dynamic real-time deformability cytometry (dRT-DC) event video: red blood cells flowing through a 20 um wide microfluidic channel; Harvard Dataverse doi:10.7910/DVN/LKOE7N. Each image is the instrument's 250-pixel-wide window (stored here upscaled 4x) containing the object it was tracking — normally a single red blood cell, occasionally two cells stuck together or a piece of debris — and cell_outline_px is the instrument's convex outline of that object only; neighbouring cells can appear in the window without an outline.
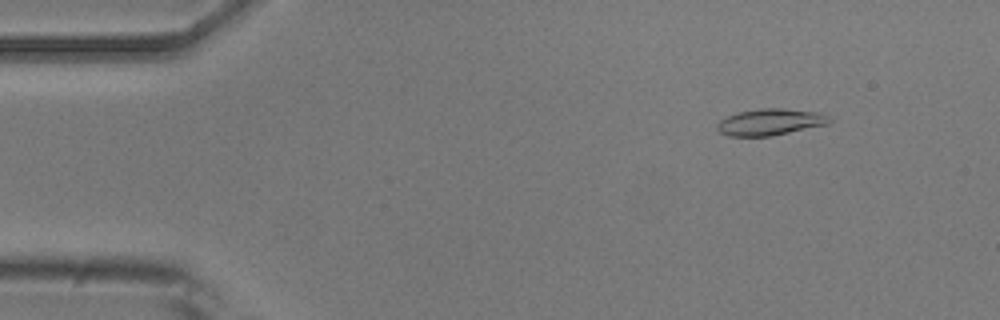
{"species": "common noctule bat (a hibernating species)", "species_latin": "Nyctalus noctula", "temperature_condition": "room temperature", "stored_images_in_passage": 8, "camera_frame_rate_fps": 3000, "um_per_image_px": 0.085, "animal": {"sex": "male", "body_mass_g": 20.5, "forearm_length_mm": 52.5}, "frame": {"image": 1, "passage_image": 2, "time_ms": 1.0, "image_size_px": [1000, 320], "cell_outline_px": [[832, 120], [828, 124], [772, 136], [728, 136], [720, 132], [716, 128], [716, 124], [720, 120], [736, 112], [760, 108], [780, 108], [816, 112], [832, 116]], "centroid_in_image_um": [65.46, 10.37], "position_along_channel_um": 19.5, "area_um2": 17.46}}
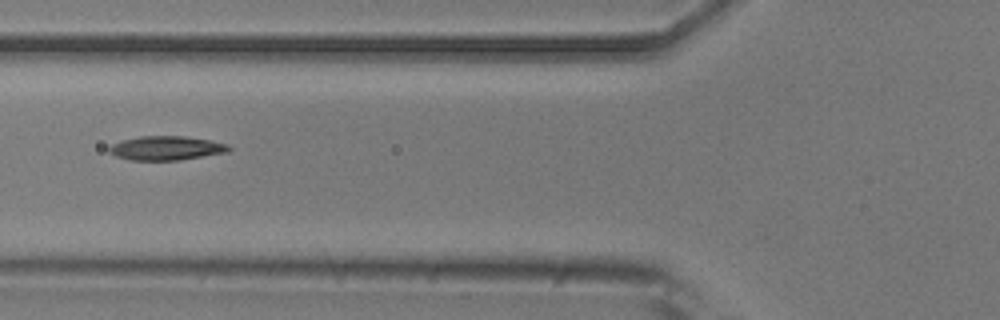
{"frame": {"image": 2, "passage_image": 6, "time_ms": 5.667, "image_size_px": [1000, 320], "cell_outline_px": [[232, 148], [228, 152], [180, 160], [128, 160], [116, 156], [108, 152], [108, 148], [112, 144], [120, 140], [140, 136], [184, 136], [208, 140], [228, 144]], "centroid_in_image_um": [14.11, 12.59], "position_along_channel_um": 111.7, "area_um2": 16.88}}
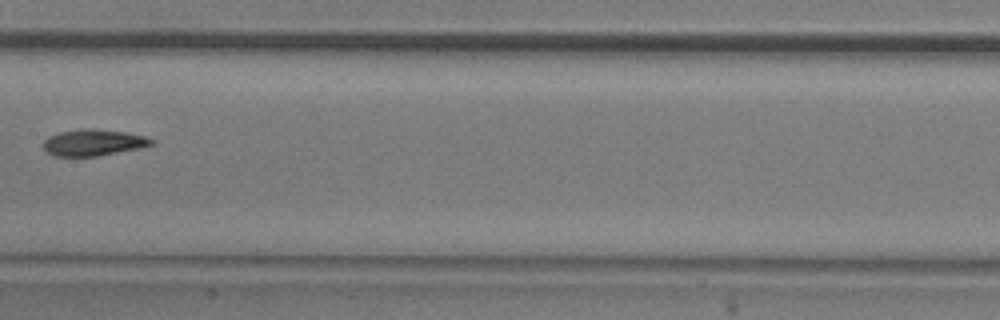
{"frame": {"image": 3, "passage_image": 8, "time_ms": 8.0, "image_size_px": [1000, 320], "cell_outline_px": [[156, 140], [152, 144], [140, 148], [96, 156], [52, 156], [44, 148], [44, 140], [48, 136], [60, 132], [80, 128], [92, 128], [128, 132], [144, 136]], "centroid_in_image_um": [7.94, 12.1], "position_along_channel_um": 199.5, "area_um2": 16.7}}